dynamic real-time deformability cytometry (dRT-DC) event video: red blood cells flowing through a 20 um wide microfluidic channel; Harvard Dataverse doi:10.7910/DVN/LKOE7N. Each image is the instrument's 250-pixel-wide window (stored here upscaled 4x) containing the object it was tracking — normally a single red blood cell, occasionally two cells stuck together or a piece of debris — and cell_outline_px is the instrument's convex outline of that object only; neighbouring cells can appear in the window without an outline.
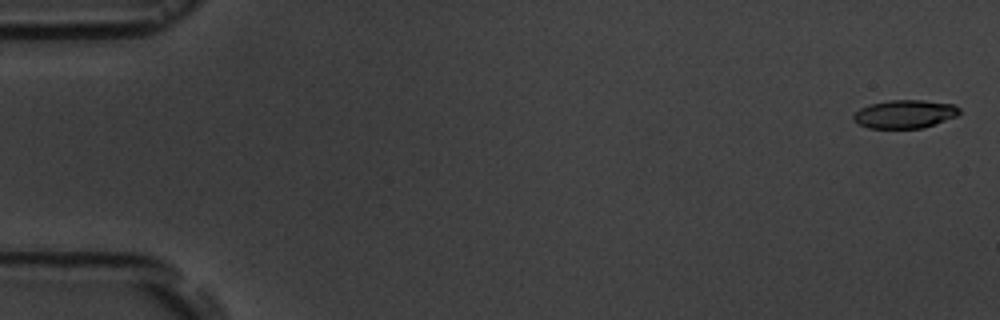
{"species": "common noctule bat (a hibernating species)", "species_latin": "Nyctalus noctula", "temperature_condition": "room temperature", "stored_images_in_passage": 4, "camera_frame_rate_fps": 3000, "um_per_image_px": 0.085, "animal": {"sex": "male", "body_mass_g": 19.5, "forearm_length_mm": 54.6}, "frame": {"image": 1, "passage_image": 1, "time_ms": 0.0, "image_size_px": [1000, 320], "cell_outline_px": [[960, 112], [956, 116], [920, 128], [868, 128], [860, 124], [852, 116], [860, 108], [868, 104], [888, 100], [924, 100], [956, 104], [960, 108]], "centroid_in_image_um": [76.91, 9.67], "position_along_channel_um": 8.1, "area_um2": 17.34}}
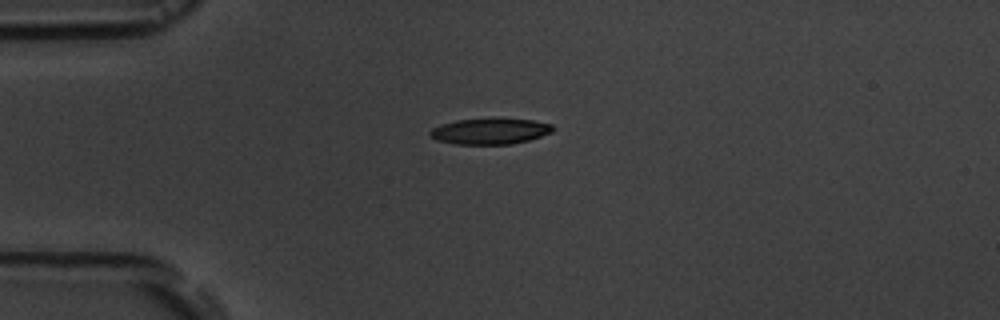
{"frame": {"image": 2, "passage_image": 4, "time_ms": 4.333, "image_size_px": [1000, 320], "cell_outline_px": [[556, 128], [552, 132], [528, 140], [512, 144], [456, 144], [436, 140], [428, 132], [432, 128], [440, 124], [456, 120], [532, 120], [552, 124]], "centroid_in_image_um": [41.65, 11.18], "position_along_channel_um": 43.4, "area_um2": 18.09}}